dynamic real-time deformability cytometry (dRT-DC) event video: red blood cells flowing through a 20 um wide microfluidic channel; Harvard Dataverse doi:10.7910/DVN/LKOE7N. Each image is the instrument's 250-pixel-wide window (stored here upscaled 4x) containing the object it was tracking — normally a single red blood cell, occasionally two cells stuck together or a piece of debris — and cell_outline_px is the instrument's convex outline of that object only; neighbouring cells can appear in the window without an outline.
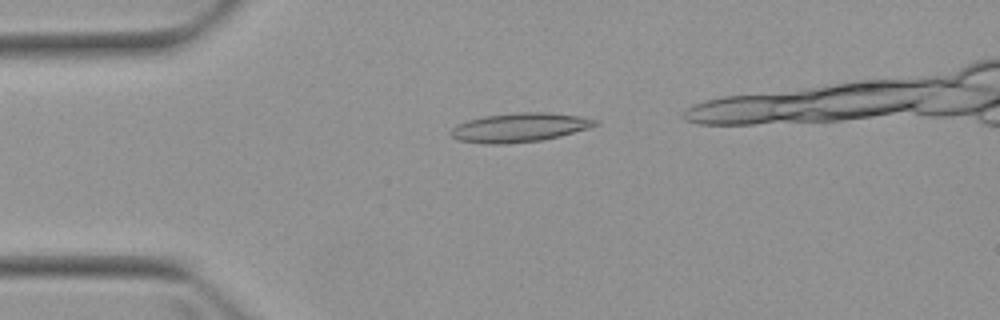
{"species": "Egyptian fruit bat (a non-hibernating species)", "species_latin": "Rousettus aegyptiacus", "temperature_condition": "warm", "stored_images_in_passage": 4, "camera_frame_rate_fps": 3000, "um_per_image_px": 0.085, "animal": {"sex": "female"}, "frame": {"image": 1, "passage_image": 2, "time_ms": 1.0, "image_size_px": [1000, 320], "cell_outline_px": [[600, 124], [588, 128], [560, 136], [540, 140], [508, 144], [484, 144], [456, 140], [452, 136], [452, 128], [468, 120], [484, 116], [516, 112], [548, 112], [580, 116], [600, 120]], "centroid_in_image_um": [44.2, 10.83], "position_along_channel_um": 40.8, "area_um2": 24.45}}